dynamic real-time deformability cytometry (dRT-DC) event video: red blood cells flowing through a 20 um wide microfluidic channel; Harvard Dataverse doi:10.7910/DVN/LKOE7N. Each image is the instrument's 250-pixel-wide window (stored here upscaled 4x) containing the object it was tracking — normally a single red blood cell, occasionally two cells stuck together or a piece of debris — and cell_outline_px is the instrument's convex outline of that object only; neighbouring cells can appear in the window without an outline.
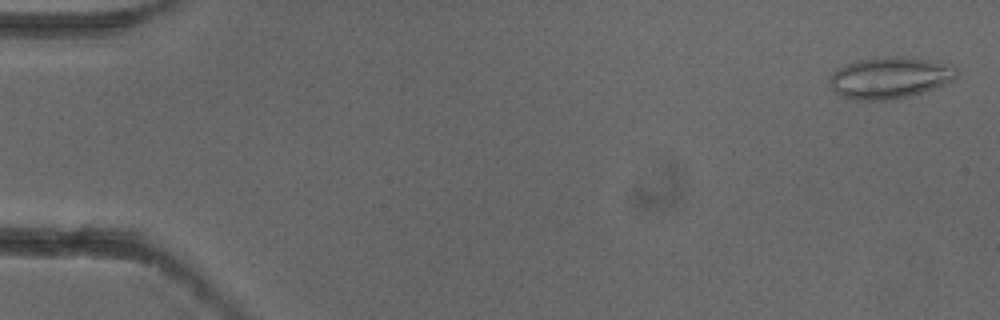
{"species": "common noctule bat (a hibernating species)", "species_latin": "Nyctalus noctula", "temperature_condition": "cold", "stored_images_in_passage": 5, "camera_frame_rate_fps": 3000, "um_per_image_px": 0.085, "animal": {"sex": "female"}, "frame": {"image": 1, "passage_image": 1, "time_ms": 0.0, "image_size_px": [1000, 320], "cell_outline_px": [[956, 76], [952, 80], [944, 84], [908, 96], [884, 100], [856, 100], [840, 96], [832, 88], [832, 72], [844, 64], [860, 60], [888, 56], [900, 56], [928, 60], [956, 68]], "centroid_in_image_um": [75.58, 6.61], "position_along_channel_um": 9.4, "area_um2": 29.94}}